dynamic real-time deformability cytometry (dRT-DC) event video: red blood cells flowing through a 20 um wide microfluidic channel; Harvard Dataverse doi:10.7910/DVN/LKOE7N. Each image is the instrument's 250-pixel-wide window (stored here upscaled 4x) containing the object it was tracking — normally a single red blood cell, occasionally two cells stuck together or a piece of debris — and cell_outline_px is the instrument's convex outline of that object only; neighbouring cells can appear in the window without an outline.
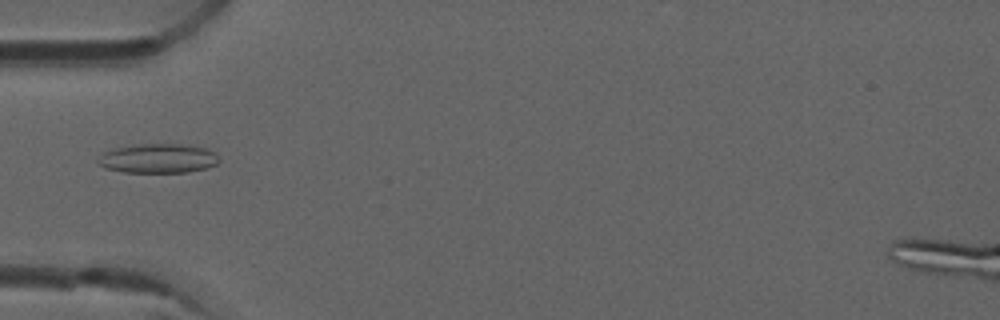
{"species": "common noctule bat (a hibernating species)", "species_latin": "Nyctalus noctula", "temperature_condition": "room temperature", "stored_images_in_passage": 5, "camera_frame_rate_fps": 3000, "um_per_image_px": 0.085, "animal": {"sex": "male", "forearm_length_mm": 52.5}, "frame": {"image": 1, "passage_image": 4, "time_ms": 1.0, "image_size_px": [1000, 320], "cell_outline_px": [[220, 160], [216, 164], [208, 168], [188, 172], [124, 172], [104, 168], [96, 160], [104, 152], [112, 148], [140, 144], [188, 144], [208, 148], [216, 152]], "centroid_in_image_um": [13.48, 13.46], "position_along_channel_um": 71.5, "area_um2": 20.98}}
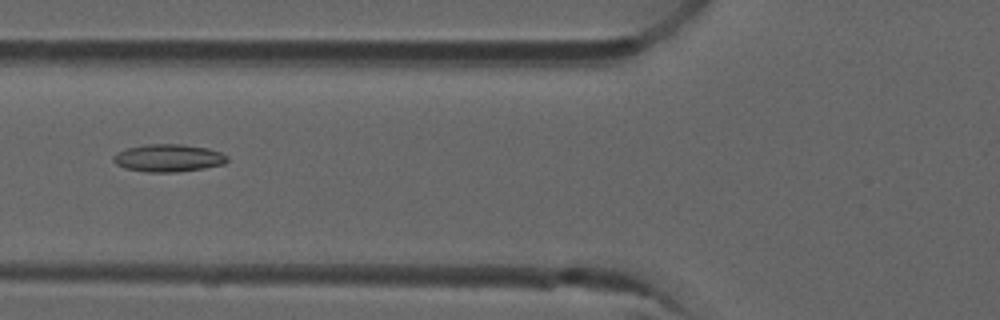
{"frame": {"image": 2, "passage_image": 5, "time_ms": 1.333, "image_size_px": [1000, 320], "cell_outline_px": [[228, 160], [224, 164], [204, 168], [180, 172], [148, 172], [124, 168], [116, 164], [112, 160], [112, 156], [128, 148], [144, 144], [184, 144], [208, 148], [220, 152], [228, 156]], "centroid_in_image_um": [14.33, 13.43], "position_along_channel_um": 111.5, "area_um2": 18.38}}